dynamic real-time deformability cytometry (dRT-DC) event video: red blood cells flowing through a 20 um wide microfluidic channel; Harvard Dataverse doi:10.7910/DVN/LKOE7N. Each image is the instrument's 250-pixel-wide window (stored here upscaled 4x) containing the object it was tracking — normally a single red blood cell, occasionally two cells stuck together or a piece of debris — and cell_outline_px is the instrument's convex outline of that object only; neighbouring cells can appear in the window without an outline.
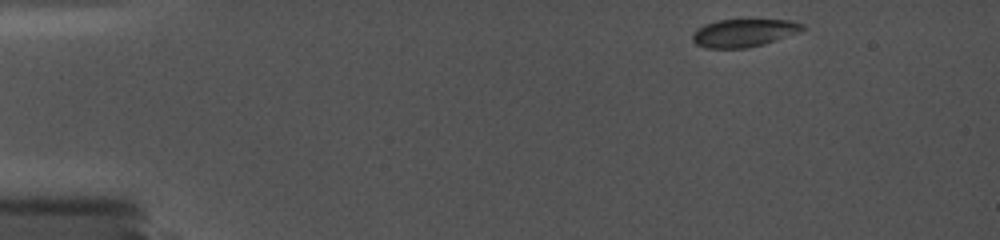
{"species": "common noctule bat (a hibernating species)", "species_latin": "Nyctalus noctula", "temperature_condition": "cold", "stored_images_in_passage": 14, "camera_frame_rate_fps": 5000, "um_per_image_px": 0.085, "animal": {"sex": "female", "body_mass_g": 19.0, "forearm_length_mm": 56.7}, "frame": {"image": 1, "passage_image": 1, "time_ms": 0.0, "image_size_px": [1000, 240], "cell_outline_px": [[804, 28], [796, 32], [776, 40], [764, 44], [748, 48], [704, 48], [696, 44], [692, 40], [692, 36], [700, 28], [708, 24], [720, 20], [784, 20], [800, 24]], "centroid_in_image_um": [63.17, 2.82], "position_along_channel_um": 21.8, "area_um2": 17.22}}
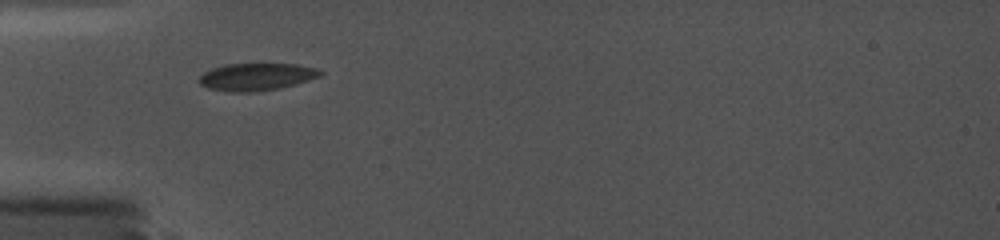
{"frame": {"image": 2, "passage_image": 13, "time_ms": 3.6, "image_size_px": [1000, 240], "cell_outline_px": [[324, 72], [320, 76], [308, 80], [280, 88], [252, 92], [228, 92], [208, 88], [200, 84], [200, 76], [204, 72], [212, 68], [224, 64], [296, 64], [312, 68]], "centroid_in_image_um": [21.76, 6.53], "position_along_channel_um": 63.2, "area_um2": 19.13}}